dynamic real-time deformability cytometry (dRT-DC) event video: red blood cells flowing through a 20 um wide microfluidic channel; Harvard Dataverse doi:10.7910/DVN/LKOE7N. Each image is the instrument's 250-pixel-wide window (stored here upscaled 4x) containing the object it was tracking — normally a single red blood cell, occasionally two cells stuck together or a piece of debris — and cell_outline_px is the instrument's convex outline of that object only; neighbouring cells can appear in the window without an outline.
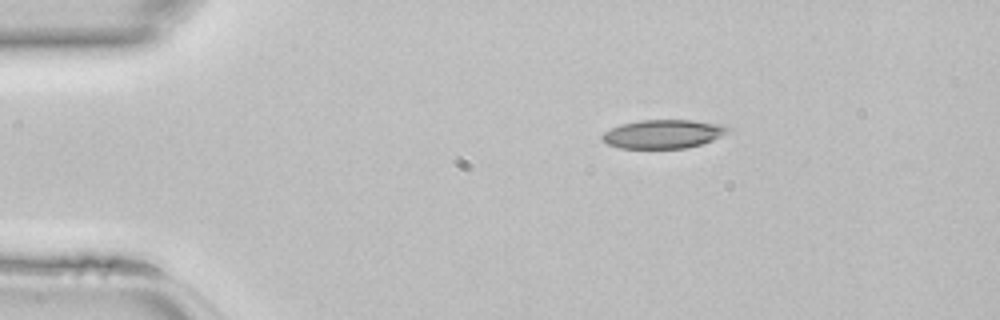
{"species": "common noctule bat (a hibernating species)", "species_latin": "Nyctalus noctula", "temperature_condition": "room temperature", "stored_images_in_passage": 38, "camera_frame_rate_fps": 3000, "um_per_image_px": 0.085, "animal": {"sex": "female", "body_mass_g": 22.7, "forearm_length_mm": 54.2}, "frame": {"image": 1, "passage_image": 1, "time_ms": 0.0, "image_size_px": [1000, 320], "cell_outline_px": [[732, 128], [720, 136], [712, 140], [700, 144], [684, 148], [620, 148], [608, 144], [600, 140], [600, 136], [604, 132], [620, 124], [640, 120], [692, 120], [720, 124]], "centroid_in_image_um": [56.32, 11.38], "position_along_channel_um": 28.7, "area_um2": 20.92}}
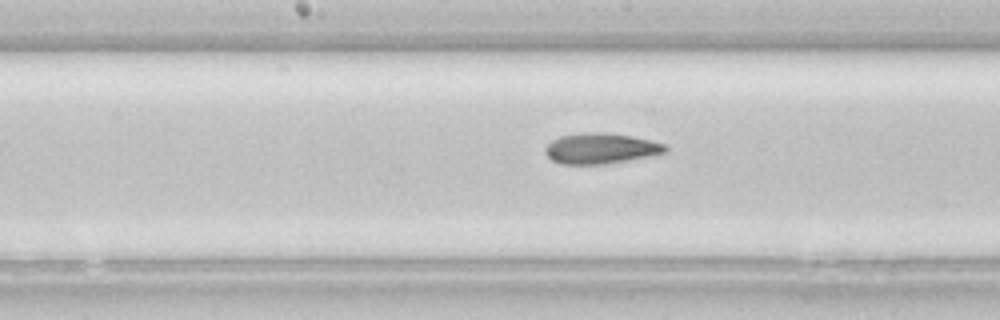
{"frame": {"image": 2, "passage_image": 16, "time_ms": 5.0, "image_size_px": [1000, 320], "cell_outline_px": [[668, 152], [604, 164], [560, 164], [552, 160], [544, 152], [544, 148], [552, 140], [560, 136], [592, 132], [604, 132], [632, 136], [664, 144], [668, 148]], "centroid_in_image_um": [51.03, 12.62], "position_along_channel_um": 197.2, "area_um2": 21.15}}
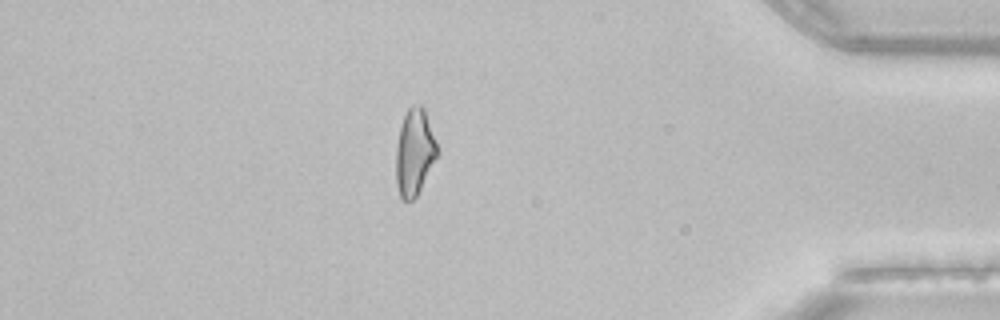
{"frame": {"image": 3, "passage_image": 32, "time_ms": 10.333, "image_size_px": [1000, 320], "cell_outline_px": [[436, 156], [416, 196], [408, 204], [400, 196], [396, 184], [396, 148], [400, 128], [404, 116], [408, 108], [412, 104], [420, 104], [424, 108], [436, 144]], "centroid_in_image_um": [35.19, 12.94], "position_along_channel_um": 400.0, "area_um2": 20.23}}